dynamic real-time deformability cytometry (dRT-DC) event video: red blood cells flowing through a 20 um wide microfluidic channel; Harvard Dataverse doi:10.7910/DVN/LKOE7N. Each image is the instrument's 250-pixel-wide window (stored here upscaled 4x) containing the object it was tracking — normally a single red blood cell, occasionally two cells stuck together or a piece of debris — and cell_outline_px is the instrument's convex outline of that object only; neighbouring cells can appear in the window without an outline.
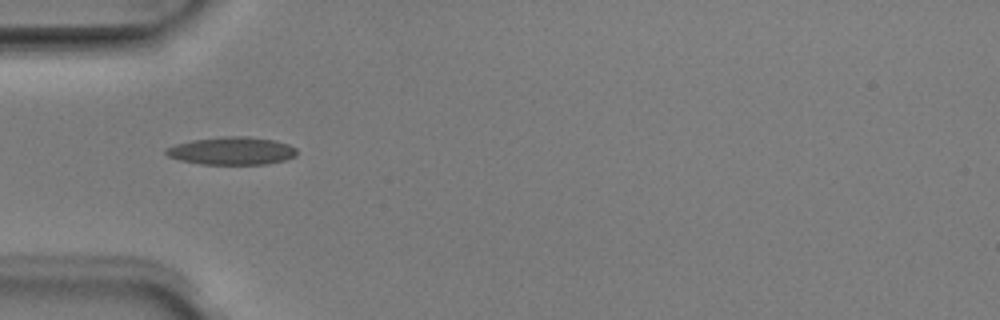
{"species": "Egyptian fruit bat (a non-hibernating species)", "species_latin": "Rousettus aegyptiacus", "temperature_condition": "room temperature", "stored_images_in_passage": 36, "camera_frame_rate_fps": 3000, "um_per_image_px": 0.085, "animal": {"sex": "male"}, "frame": {"image": 1, "passage_image": 1, "time_ms": 0.0, "image_size_px": [1000, 320], "cell_outline_px": [[296, 156], [284, 160], [268, 164], [200, 164], [180, 160], [168, 156], [164, 152], [164, 148], [176, 144], [192, 140], [224, 136], [248, 136], [276, 140], [288, 144], [296, 148]], "centroid_in_image_um": [19.7, 12.82], "position_along_channel_um": 65.3, "area_um2": 21.33}}
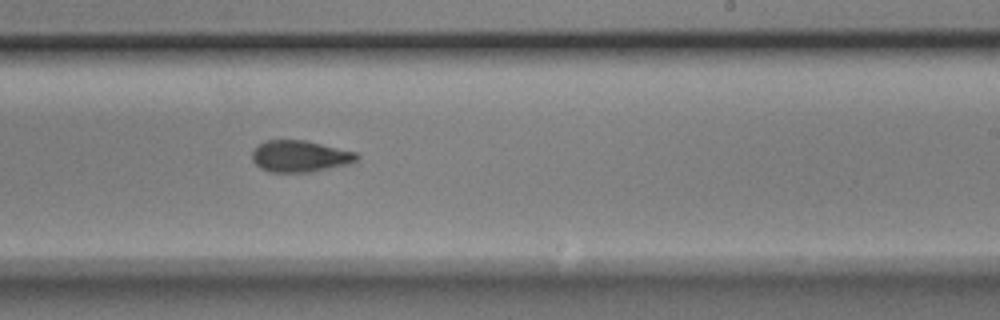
{"frame": {"image": 2, "passage_image": 16, "time_ms": 5.0, "image_size_px": [1000, 320], "cell_outline_px": [[360, 156], [352, 164], [312, 172], [268, 172], [260, 168], [252, 160], [252, 152], [264, 140], [304, 140], [356, 152]], "centroid_in_image_um": [25.51, 13.29], "position_along_channel_um": 263.5, "area_um2": 19.36}}
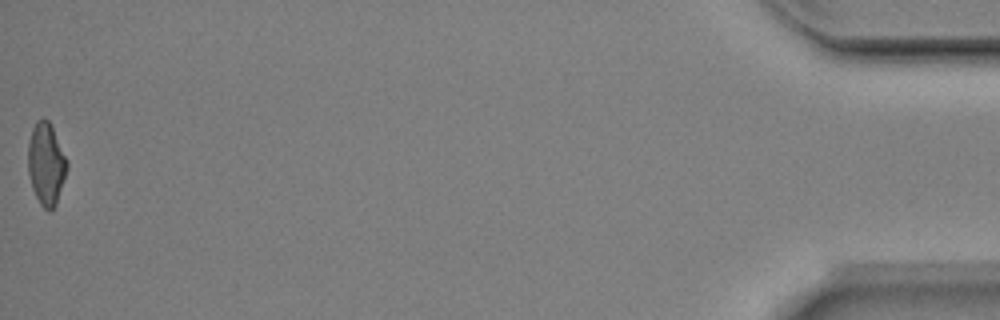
{"frame": {"image": 3, "passage_image": 36, "time_ms": 11.667, "image_size_px": [1000, 320], "cell_outline_px": [[68, 168], [56, 204], [52, 212], [48, 212], [40, 204], [32, 188], [28, 172], [28, 144], [32, 128], [36, 120], [40, 116], [44, 116], [48, 120], [68, 160]], "centroid_in_image_um": [3.92, 13.93], "position_along_channel_um": 431.3, "area_um2": 18.9}, "authors_computed_cell_mechanics": {"area_um2": 19.2763, "velocity_mm_per_s": 3.9867, "shape_relaxation_time_tau1_ms": 2.7194, "shape_relaxation_time_tau2_ms": 2.7424, "deformation_change_tau1": 0.1488, "deformation_change_tau2": 0.1051}}